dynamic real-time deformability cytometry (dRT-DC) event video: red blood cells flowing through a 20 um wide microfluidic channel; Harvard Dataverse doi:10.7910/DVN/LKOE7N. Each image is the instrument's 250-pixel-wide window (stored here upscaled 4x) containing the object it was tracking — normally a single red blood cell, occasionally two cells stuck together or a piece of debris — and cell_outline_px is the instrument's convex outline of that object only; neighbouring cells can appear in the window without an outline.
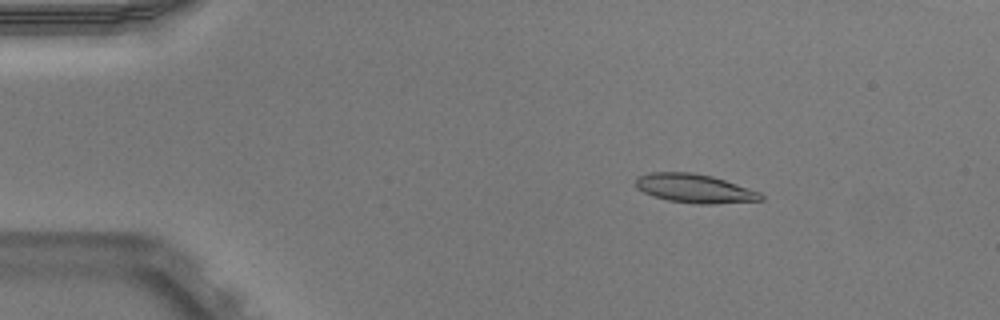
{"species": "Egyptian fruit bat (a non-hibernating species)", "species_latin": "Rousettus aegyptiacus", "temperature_condition": "warm", "stored_images_in_passage": 49, "camera_frame_rate_fps": 3000, "um_per_image_px": 0.085, "animal": {"sex": "male"}, "frame": {"image": 1, "passage_image": 5, "time_ms": 1.333, "image_size_px": [1000, 320], "cell_outline_px": [[764, 200], [712, 204], [692, 204], [668, 200], [652, 196], [636, 188], [636, 176], [648, 172], [692, 172], [712, 176], [760, 192], [764, 196]], "centroid_in_image_um": [59.01, 16.02], "position_along_channel_um": 26.0, "area_um2": 21.15}}
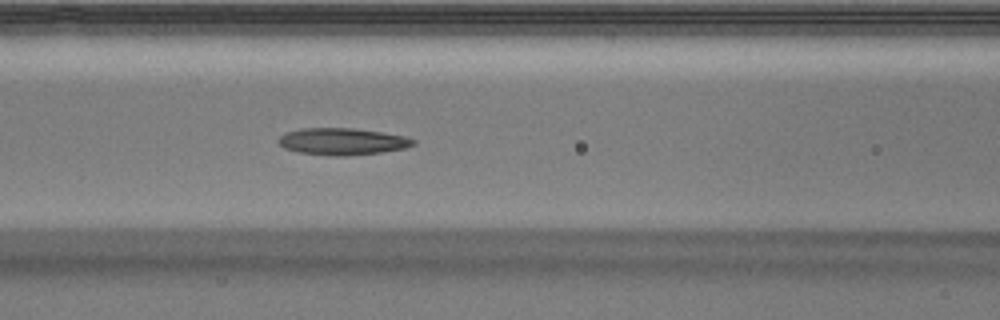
{"frame": {"image": 2, "passage_image": 19, "time_ms": 6.0, "image_size_px": [1000, 320], "cell_outline_px": [[416, 144], [404, 148], [380, 152], [344, 156], [332, 156], [300, 152], [284, 148], [276, 140], [280, 136], [288, 132], [300, 128], [352, 128], [380, 132], [404, 136], [416, 140]], "centroid_in_image_um": [29.08, 12.02], "position_along_channel_um": 137.5, "area_um2": 20.92}}
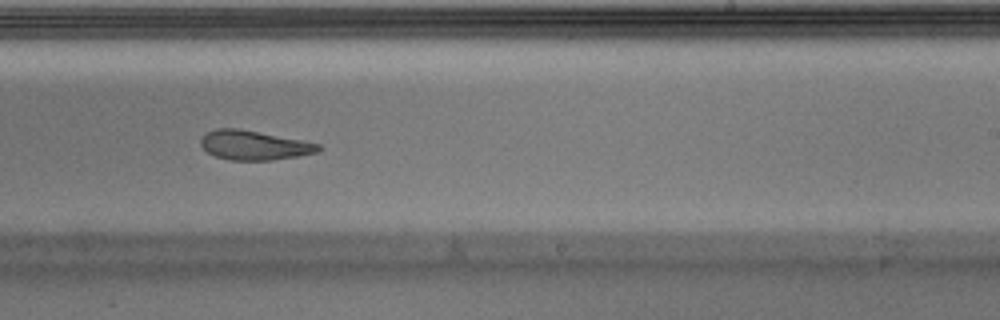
{"frame": {"image": 3, "passage_image": 29, "time_ms": 9.333, "image_size_px": [1000, 320], "cell_outline_px": [[324, 148], [316, 152], [296, 156], [272, 160], [232, 160], [216, 156], [208, 152], [200, 144], [200, 140], [208, 132], [216, 128], [236, 128], [300, 140], [320, 144]], "centroid_in_image_um": [21.59, 12.35], "position_along_channel_um": 267.4, "area_um2": 19.71}, "authors_computed_cell_mechanics": {"area_um2": 21.2704, "velocity_mm_per_s": 3.904, "shape_relaxation_time_tau1_ms": null, "shape_relaxation_time_tau2_ms": 3.5037, "deformation_change_tau1": null, "deformation_change_tau2": 0.1277}}